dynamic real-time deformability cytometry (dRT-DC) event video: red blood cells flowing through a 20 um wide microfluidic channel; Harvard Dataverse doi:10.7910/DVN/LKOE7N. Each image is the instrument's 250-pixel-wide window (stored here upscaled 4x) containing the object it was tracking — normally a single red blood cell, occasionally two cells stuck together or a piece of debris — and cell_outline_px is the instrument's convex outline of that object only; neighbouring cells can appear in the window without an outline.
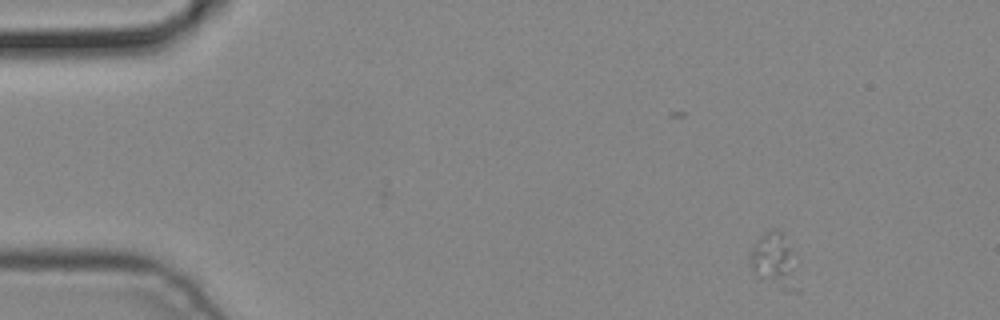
{"species": "common noctule bat (a hibernating species)", "species_latin": "Nyctalus noctula", "temperature_condition": "cold", "stored_images_in_passage": 4, "camera_frame_rate_fps": 3000, "um_per_image_px": 0.085, "animal": {"sex": "male", "body_mass_g": 19.2, "forearm_length_mm": 51.8}, "frame": {"image": 1, "passage_image": 1, "time_ms": 0.0, "image_size_px": [1000, 320], "cell_outline_px": [[800, 292], [792, 292], [780, 288], [760, 276], [752, 268], [752, 248], [756, 240], [764, 232], [772, 228], [776, 228], [784, 232], [800, 288]], "centroid_in_image_um": [65.87, 22.14], "position_along_channel_um": 19.1, "area_um2": 14.57}}